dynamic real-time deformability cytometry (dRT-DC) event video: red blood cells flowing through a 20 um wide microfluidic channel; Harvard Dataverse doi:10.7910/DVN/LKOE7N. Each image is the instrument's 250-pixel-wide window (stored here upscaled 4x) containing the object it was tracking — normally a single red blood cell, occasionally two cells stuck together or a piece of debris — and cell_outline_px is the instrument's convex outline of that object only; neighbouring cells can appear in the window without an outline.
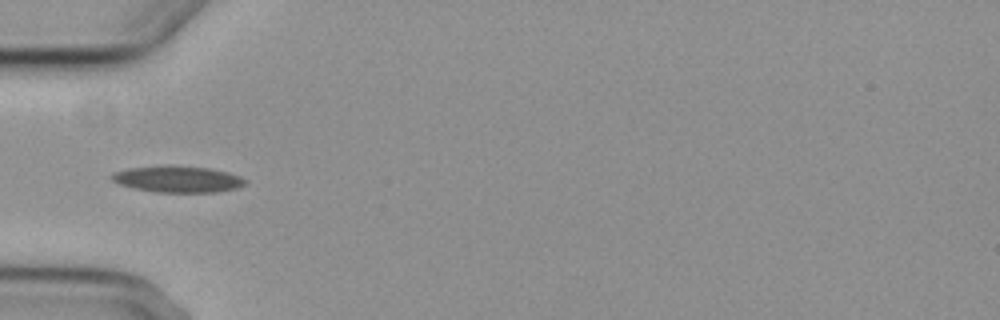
{"species": "common noctule bat (a hibernating species)", "species_latin": "Nyctalus noctula", "temperature_condition": "cold", "stored_images_in_passage": 8, "camera_frame_rate_fps": 3000, "um_per_image_px": 0.085, "animal": {"sex": "female", "body_mass_g": 29.2, "forearm_length_mm": 56.3}, "frame": {"image": 1, "passage_image": 5, "time_ms": 4.667, "image_size_px": [1000, 320], "cell_outline_px": [[248, 180], [244, 184], [236, 188], [216, 192], [156, 192], [132, 188], [120, 184], [112, 180], [112, 176], [116, 172], [128, 168], [208, 168], [228, 172], [240, 176]], "centroid_in_image_um": [15.17, 15.28], "position_along_channel_um": 69.8, "area_um2": 19.48}}
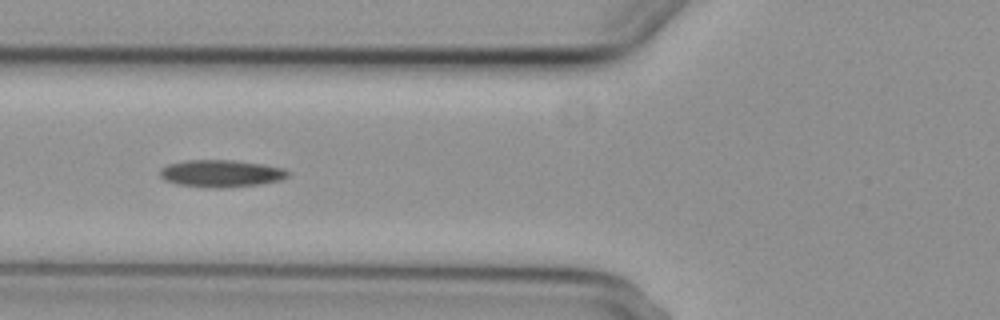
{"frame": {"image": 2, "passage_image": 6, "time_ms": 5.667, "image_size_px": [1000, 320], "cell_outline_px": [[288, 176], [280, 180], [260, 184], [224, 188], [212, 188], [176, 184], [164, 180], [160, 176], [160, 168], [168, 164], [188, 160], [232, 160], [264, 164], [284, 168], [288, 172]], "centroid_in_image_um": [18.77, 14.75], "position_along_channel_um": 107.0, "area_um2": 20.35}}
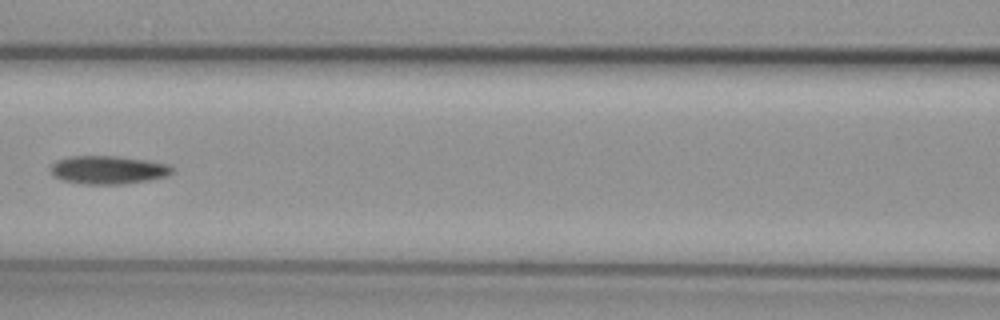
{"frame": {"image": 3, "passage_image": 7, "time_ms": 7.0, "image_size_px": [1000, 320], "cell_outline_px": [[176, 172], [168, 176], [148, 180], [124, 184], [84, 184], [64, 180], [56, 176], [48, 168], [56, 160], [72, 156], [116, 156], [144, 160], [168, 164], [176, 168]], "centroid_in_image_um": [9.25, 14.44], "position_along_channel_um": 157.4, "area_um2": 20.06}}